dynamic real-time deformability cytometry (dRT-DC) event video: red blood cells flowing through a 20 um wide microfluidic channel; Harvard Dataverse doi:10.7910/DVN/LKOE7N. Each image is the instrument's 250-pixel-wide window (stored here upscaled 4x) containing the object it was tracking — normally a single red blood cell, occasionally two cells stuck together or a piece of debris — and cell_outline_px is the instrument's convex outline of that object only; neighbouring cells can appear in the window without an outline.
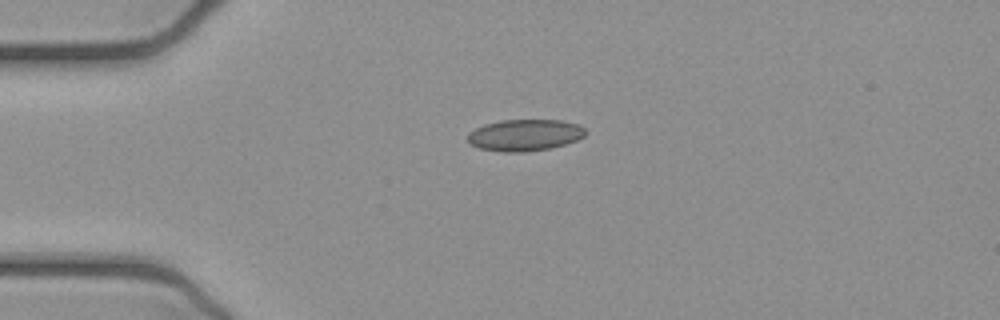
{"species": "common noctule bat (a hibernating species)", "species_latin": "Nyctalus noctula", "temperature_condition": "cold", "stored_images_in_passage": 41, "camera_frame_rate_fps": 3000, "um_per_image_px": 0.085, "animal": {"sex": "female", "body_mass_g": 21.9}, "frame": {"image": 1, "passage_image": 1, "time_ms": 0.0, "image_size_px": [1000, 320], "cell_outline_px": [[588, 132], [584, 136], [576, 140], [552, 148], [524, 152], [504, 152], [480, 148], [472, 144], [468, 140], [468, 132], [484, 124], [500, 120], [560, 120], [580, 124]], "centroid_in_image_um": [44.63, 11.47], "position_along_channel_um": 40.4, "area_um2": 21.73}}
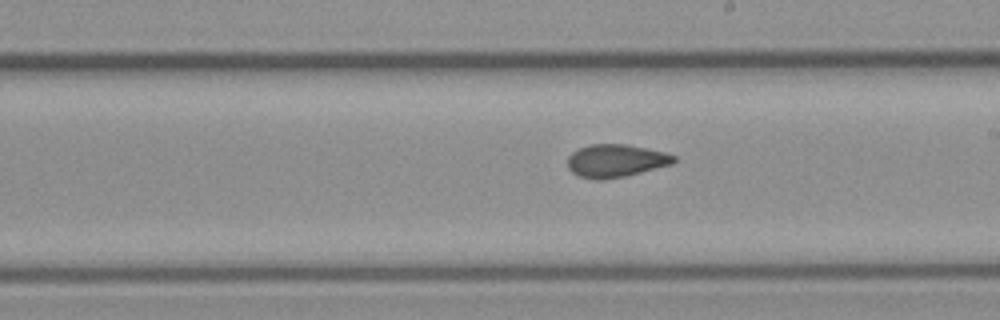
{"frame": {"image": 2, "passage_image": 18, "time_ms": 5.667, "image_size_px": [1000, 320], "cell_outline_px": [[676, 160], [672, 164], [624, 176], [604, 180], [596, 180], [580, 176], [572, 172], [568, 168], [568, 156], [572, 152], [588, 144], [624, 144], [668, 152], [676, 156]], "centroid_in_image_um": [52.34, 13.66], "position_along_channel_um": 236.7, "area_um2": 20.35}}
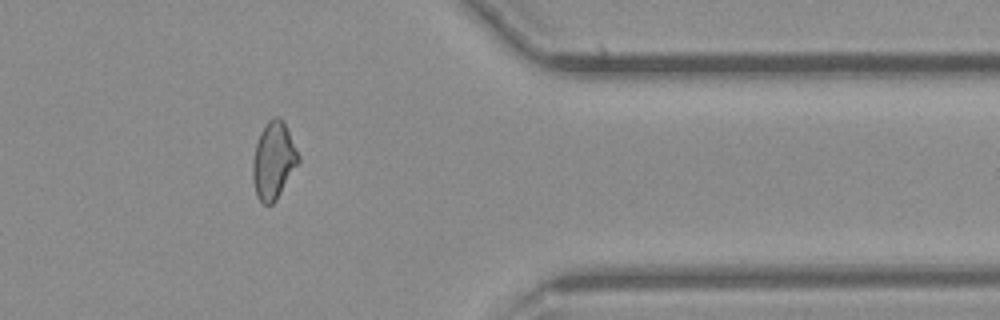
{"frame": {"image": 3, "passage_image": 31, "time_ms": 10.0, "image_size_px": [1000, 320], "cell_outline_px": [[300, 160], [276, 200], [272, 204], [264, 204], [256, 196], [252, 176], [252, 160], [256, 144], [260, 132], [268, 120], [272, 116], [280, 116], [284, 120], [300, 156]], "centroid_in_image_um": [23.24, 13.6], "position_along_channel_um": 388.2, "area_um2": 20.63}, "authors_computed_cell_mechanics": {"area_um2": 20.4034, "velocity_mm_per_s": 3.9176, "shape_relaxation_time_tau1_ms": 8.1792, "shape_relaxation_time_tau2_ms": 2.2082, "deformation_change_tau1": 0.1378, "deformation_change_tau2": 0.0773}}